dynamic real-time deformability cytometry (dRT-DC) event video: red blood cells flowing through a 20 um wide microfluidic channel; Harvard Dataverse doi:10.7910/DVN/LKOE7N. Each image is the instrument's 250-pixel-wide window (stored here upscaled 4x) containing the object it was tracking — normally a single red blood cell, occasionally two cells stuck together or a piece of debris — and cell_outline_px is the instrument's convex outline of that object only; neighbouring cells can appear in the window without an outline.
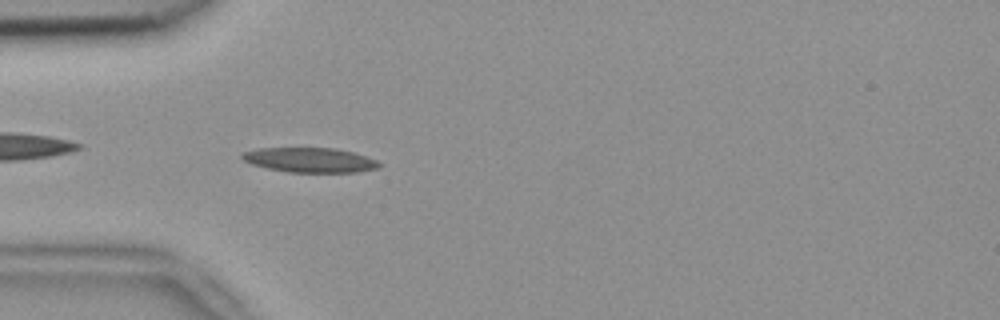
{"species": "common noctule bat (a hibernating species)", "species_latin": "Nyctalus noctula", "temperature_condition": "room temperature", "stored_images_in_passage": 38, "camera_frame_rate_fps": 3000, "um_per_image_px": 0.085, "animal": {"sex": "female", "body_mass_g": 18.4}, "frame": {"image": 1, "passage_image": 1, "time_ms": 0.0, "image_size_px": [1000, 320], "cell_outline_px": [[380, 168], [356, 172], [288, 172], [268, 168], [252, 164], [244, 160], [240, 156], [244, 152], [260, 148], [336, 148], [368, 156], [376, 160], [380, 164]], "centroid_in_image_um": [26.38, 13.6], "position_along_channel_um": 58.6, "area_um2": 19.65}}
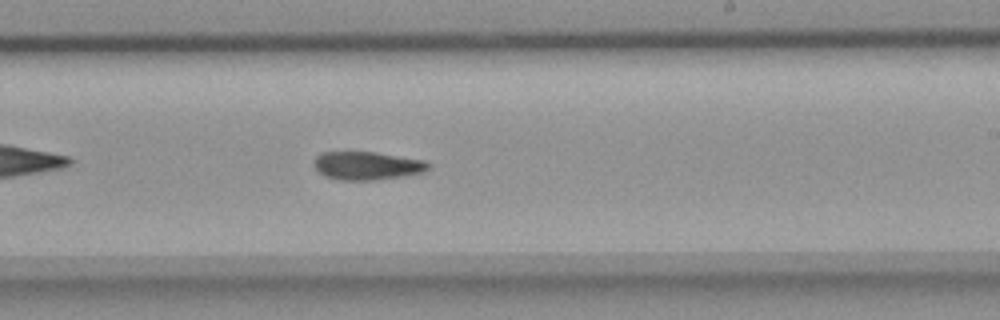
{"frame": {"image": 2, "passage_image": 17, "time_ms": 5.333, "image_size_px": [1000, 320], "cell_outline_px": [[432, 164], [424, 172], [404, 176], [376, 180], [340, 180], [324, 176], [312, 164], [312, 160], [320, 152], [376, 152], [424, 160]], "centroid_in_image_um": [31.19, 14.08], "position_along_channel_um": 257.8, "area_um2": 19.02}}
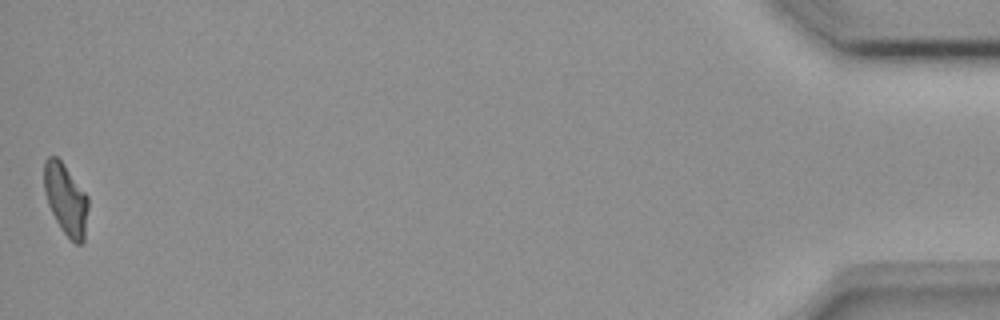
{"frame": {"image": 3, "passage_image": 38, "time_ms": 12.333, "image_size_px": [1000, 320], "cell_outline_px": [[88, 208], [84, 240], [80, 244], [76, 244], [60, 228], [48, 204], [44, 192], [44, 160], [48, 156], [56, 156], [64, 164], [88, 196]], "centroid_in_image_um": [5.59, 16.92], "position_along_channel_um": 429.6, "area_um2": 18.21}}